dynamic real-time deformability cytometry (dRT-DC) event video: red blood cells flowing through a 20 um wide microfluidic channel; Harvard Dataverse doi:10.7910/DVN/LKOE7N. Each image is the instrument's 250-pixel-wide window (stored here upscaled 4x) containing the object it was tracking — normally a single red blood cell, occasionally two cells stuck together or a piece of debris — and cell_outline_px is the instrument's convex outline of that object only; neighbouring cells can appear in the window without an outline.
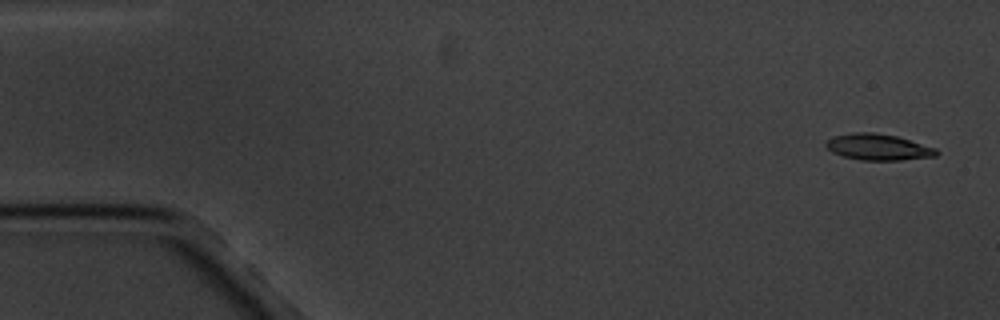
{"species": "common noctule bat (a hibernating species)", "species_latin": "Nyctalus noctula", "temperature_condition": "cold", "stored_images_in_passage": 6, "camera_frame_rate_fps": 3000, "um_per_image_px": 0.085, "animal": {"sex": "male", "body_mass_g": 20.1, "forearm_length_mm": 53.5}, "frame": {"image": 1, "passage_image": 1, "time_ms": 0.0, "image_size_px": [1000, 320], "cell_outline_px": [[940, 152], [936, 156], [900, 160], [860, 160], [844, 156], [832, 152], [824, 144], [832, 136], [852, 132], [872, 132], [896, 136], [936, 148]], "centroid_in_image_um": [74.63, 12.5], "position_along_channel_um": 10.4, "area_um2": 16.82}}
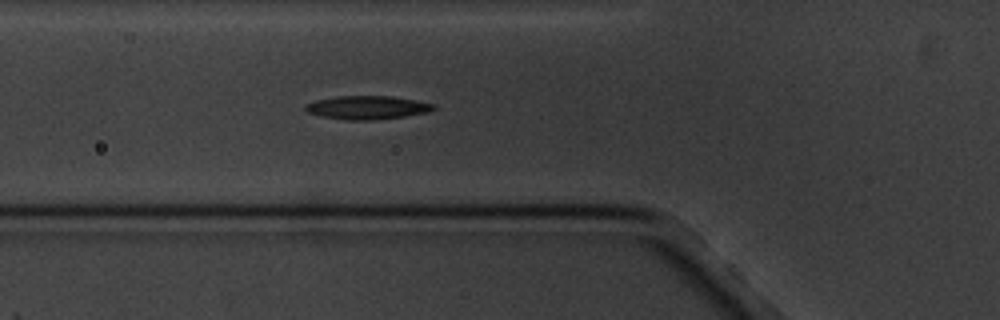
{"frame": {"image": 2, "passage_image": 6, "time_ms": 6.0, "image_size_px": [1000, 320], "cell_outline_px": [[436, 108], [428, 112], [404, 116], [376, 120], [348, 120], [320, 116], [308, 112], [304, 108], [304, 104], [316, 100], [336, 96], [392, 96], [416, 100], [436, 104]], "centroid_in_image_um": [31.22, 9.13], "position_along_channel_um": 94.6, "area_um2": 17.63}}